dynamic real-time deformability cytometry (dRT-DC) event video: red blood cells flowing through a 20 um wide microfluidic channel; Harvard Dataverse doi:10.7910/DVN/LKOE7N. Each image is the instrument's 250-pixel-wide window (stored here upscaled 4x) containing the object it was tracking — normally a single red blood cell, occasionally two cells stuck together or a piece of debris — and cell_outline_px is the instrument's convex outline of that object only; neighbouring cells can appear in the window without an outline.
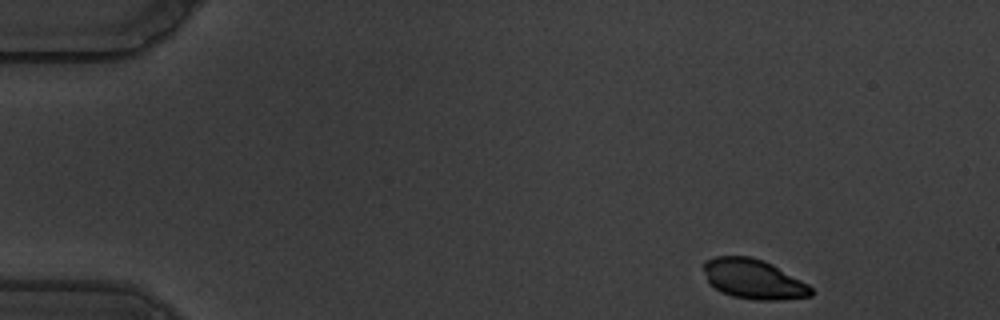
{"species": "common noctule bat (a hibernating species)", "species_latin": "Nyctalus noctula", "temperature_condition": "warm", "stored_images_in_passage": 53, "camera_frame_rate_fps": 3000, "um_per_image_px": 0.085, "animal": {"sex": "male", "body_mass_g": 19.5, "forearm_length_mm": 54.6}, "frame": {"image": 1, "passage_image": 2, "time_ms": 0.333, "image_size_px": [1000, 320], "cell_outline_px": [[812, 296], [780, 300], [756, 300], [732, 296], [708, 284], [704, 272], [704, 260], [716, 256], [748, 256], [764, 260], [772, 264], [808, 284], [812, 288]], "centroid_in_image_um": [64.03, 23.72], "position_along_channel_um": 21.0, "area_um2": 24.85}}
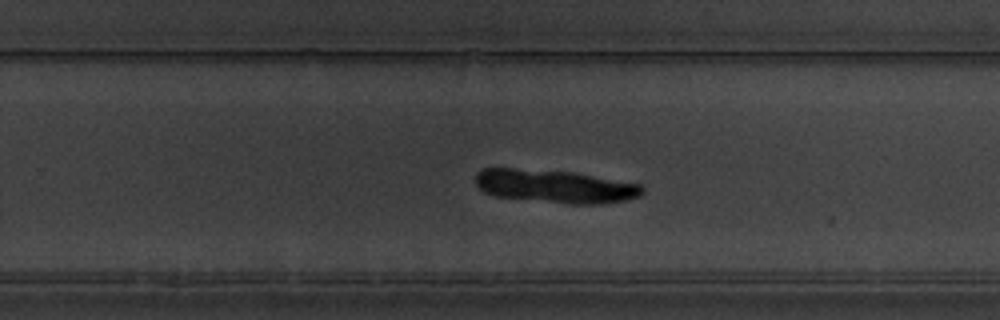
{"frame": {"image": 2, "passage_image": 33, "time_ms": 10.667, "image_size_px": [1000, 320], "cell_outline_px": [[644, 192], [640, 196], [624, 200], [604, 204], [568, 204], [496, 196], [484, 192], [476, 184], [476, 172], [484, 168], [512, 168], [572, 172], [640, 184], [644, 188]], "centroid_in_image_um": [47.18, 15.84], "position_along_channel_um": 282.6, "area_um2": 32.14}}
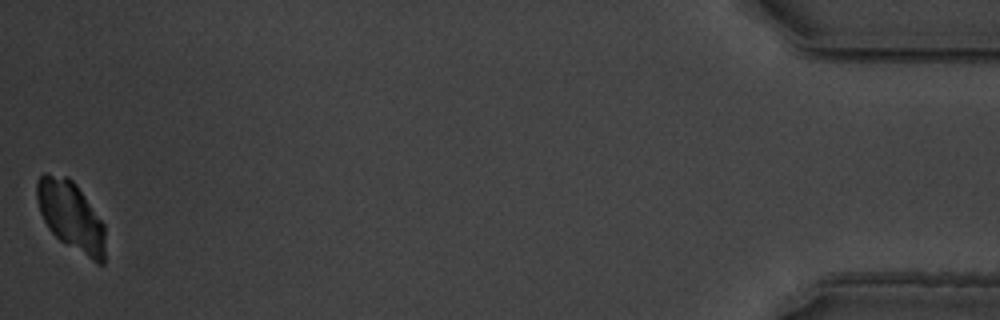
{"frame": {"image": 3, "passage_image": 53, "time_ms": 17.333, "image_size_px": [1000, 320], "cell_outline_px": [[104, 264], [96, 264], [60, 240], [48, 228], [40, 212], [36, 200], [36, 180], [44, 172], [68, 176], [76, 184], [104, 224]], "centroid_in_image_um": [6.01, 18.34], "position_along_channel_um": 429.2, "area_um2": 27.74}}